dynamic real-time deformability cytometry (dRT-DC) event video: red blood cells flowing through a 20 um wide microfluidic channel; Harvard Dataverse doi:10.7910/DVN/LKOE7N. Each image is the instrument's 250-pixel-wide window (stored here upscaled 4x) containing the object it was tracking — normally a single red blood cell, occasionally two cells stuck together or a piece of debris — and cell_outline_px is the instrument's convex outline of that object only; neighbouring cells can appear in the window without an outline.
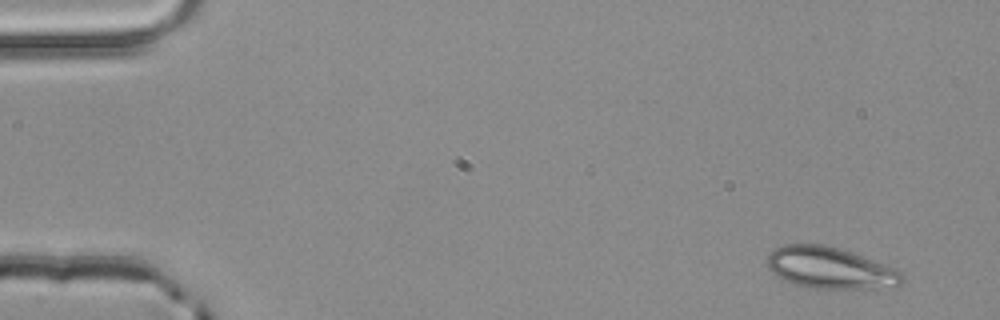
{"species": "common noctule bat (a hibernating species)", "species_latin": "Nyctalus noctula", "temperature_condition": "room temperature", "stored_images_in_passage": 4, "camera_frame_rate_fps": 3000, "um_per_image_px": 0.085, "animal": {"sex": "male", "body_mass_g": 20.4}, "frame": {"image": 1, "passage_image": 1, "time_ms": 0.0, "image_size_px": [1000, 320], "cell_outline_px": [[904, 280], [900, 284], [872, 288], [804, 288], [792, 284], [776, 276], [764, 264], [768, 252], [784, 244], [824, 244], [852, 252], [896, 268], [904, 272]], "centroid_in_image_um": [70.5, 22.77], "position_along_channel_um": 14.5, "area_um2": 33.0}}